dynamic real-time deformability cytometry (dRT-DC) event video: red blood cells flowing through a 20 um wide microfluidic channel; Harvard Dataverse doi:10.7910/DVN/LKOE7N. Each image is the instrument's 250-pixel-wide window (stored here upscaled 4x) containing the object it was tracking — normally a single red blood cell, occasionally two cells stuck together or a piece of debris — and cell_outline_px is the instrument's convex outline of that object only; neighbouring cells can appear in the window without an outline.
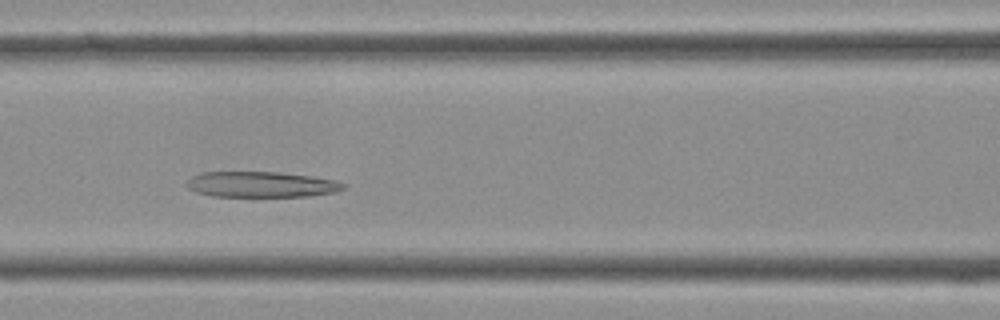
{"species": "Egyptian fruit bat (a non-hibernating species)", "species_latin": "Rousettus aegyptiacus", "temperature_condition": "cold", "stored_images_in_passage": 37, "camera_frame_rate_fps": 3000, "um_per_image_px": 0.085, "frame": {"image": 1, "passage_image": 13, "time_ms": 4.0, "image_size_px": [1000, 320], "cell_outline_px": [[348, 184], [344, 188], [336, 192], [308, 196], [212, 196], [196, 192], [188, 188], [188, 180], [192, 176], [200, 172], [280, 172], [312, 176], [336, 180]], "centroid_in_image_um": [22.25, 15.67], "position_along_channel_um": 144.4, "area_um2": 23.47}}
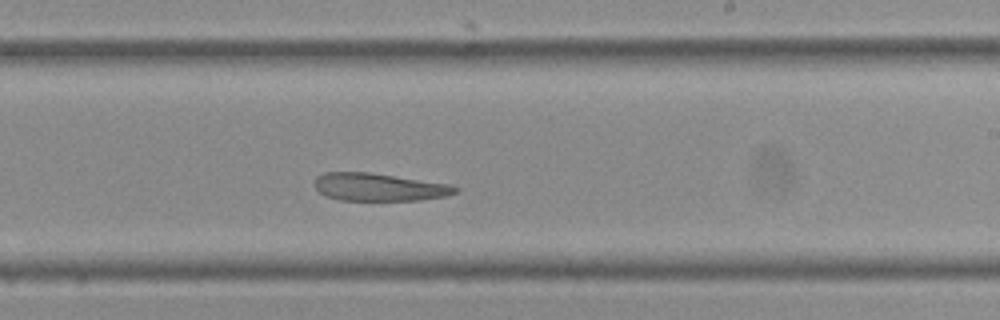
{"frame": {"image": 2, "passage_image": 20, "time_ms": 6.333, "image_size_px": [1000, 320], "cell_outline_px": [[460, 188], [456, 192], [444, 196], [420, 200], [340, 200], [324, 196], [312, 184], [316, 176], [324, 172], [368, 172], [448, 184]], "centroid_in_image_um": [32.14, 15.9], "position_along_channel_um": 256.9, "area_um2": 22.66}}
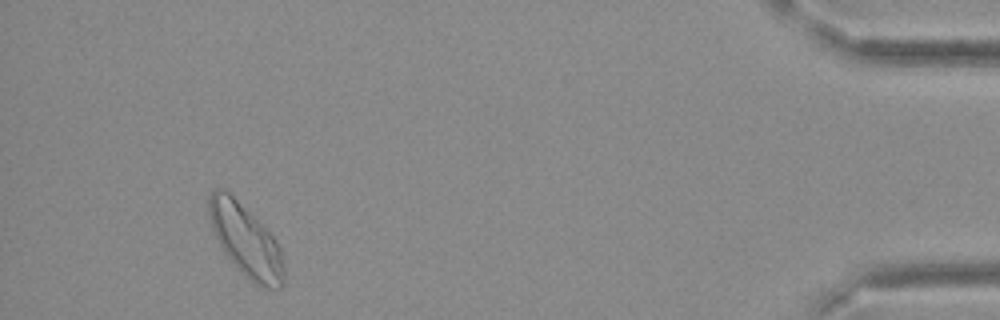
{"frame": {"image": 3, "passage_image": 34, "time_ms": 11.0, "image_size_px": [1000, 320], "cell_outline_px": [[284, 284], [280, 288], [264, 288], [252, 284], [248, 280], [224, 252], [212, 228], [208, 216], [208, 196], [216, 188], [224, 188], [276, 240], [280, 248], [284, 268]], "centroid_in_image_um": [20.88, 20.49], "position_along_channel_um": 414.3, "area_um2": 30.98}}